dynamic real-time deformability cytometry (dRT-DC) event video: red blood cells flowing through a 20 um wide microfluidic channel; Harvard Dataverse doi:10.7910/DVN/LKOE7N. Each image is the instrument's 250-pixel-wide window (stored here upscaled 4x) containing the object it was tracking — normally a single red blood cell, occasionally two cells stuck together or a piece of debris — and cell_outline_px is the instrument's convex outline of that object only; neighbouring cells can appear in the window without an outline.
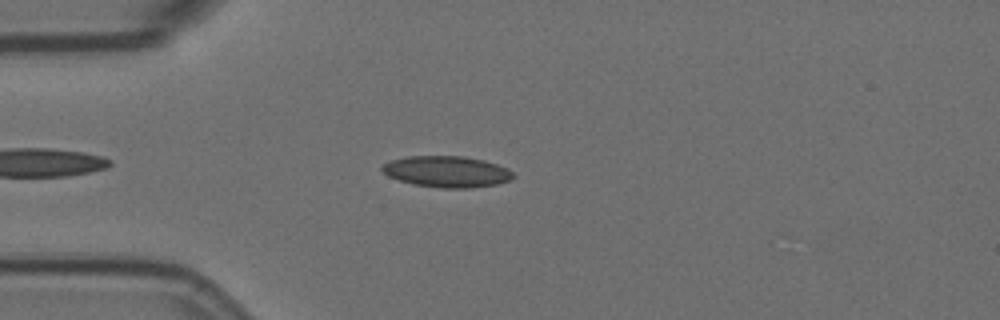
{"species": "Egyptian fruit bat (a non-hibernating species)", "species_latin": "Rousettus aegyptiacus", "temperature_condition": "room temperature", "stored_images_in_passage": 47, "camera_frame_rate_fps": 3000, "um_per_image_px": 0.085, "animal": {"sex": "female"}, "frame": {"image": 1, "passage_image": 6, "time_ms": 1.667, "image_size_px": [1000, 320], "cell_outline_px": [[516, 176], [512, 180], [496, 184], [468, 188], [440, 188], [412, 184], [388, 176], [380, 168], [384, 164], [392, 160], [408, 156], [464, 156], [484, 160], [508, 168]], "centroid_in_image_um": [38.01, 14.59], "position_along_channel_um": 47.0, "area_um2": 23.87}}
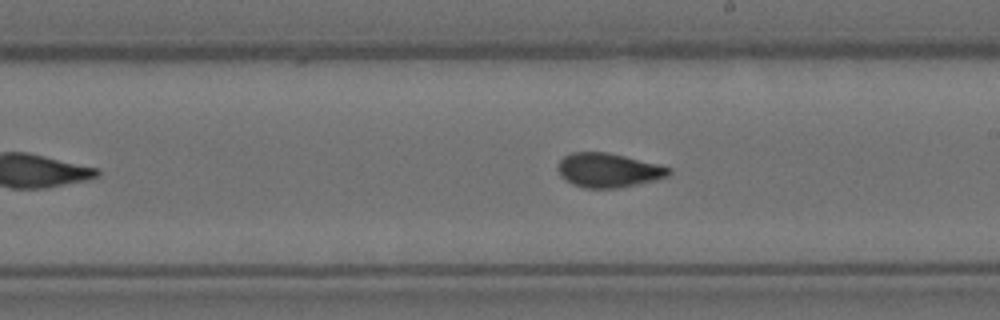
{"frame": {"image": 2, "passage_image": 23, "time_ms": 7.333, "image_size_px": [1000, 320], "cell_outline_px": [[672, 172], [668, 176], [656, 180], [616, 188], [584, 188], [572, 184], [560, 176], [556, 168], [560, 160], [564, 156], [572, 152], [608, 152], [660, 164], [672, 168]], "centroid_in_image_um": [51.71, 14.46], "position_along_channel_um": 237.3, "area_um2": 22.31}}
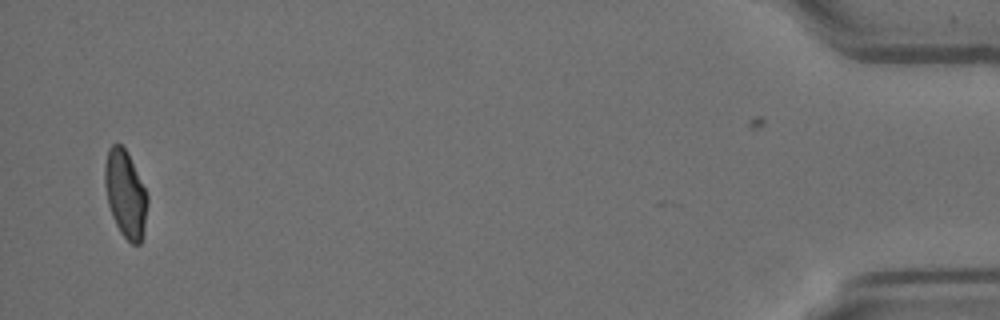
{"frame": {"image": 3, "passage_image": 46, "time_ms": 15.0, "image_size_px": [1000, 320], "cell_outline_px": [[148, 204], [144, 232], [140, 244], [132, 244], [120, 232], [112, 216], [108, 204], [104, 184], [104, 164], [108, 148], [112, 144], [120, 144], [128, 152], [148, 196]], "centroid_in_image_um": [10.65, 16.48], "position_along_channel_um": 424.5, "area_um2": 21.79}, "authors_computed_cell_mechanics": {"area_um2": 21.964, "velocity_mm_per_s": 3.5932, "shape_relaxation_time_tau1_ms": null, "shape_relaxation_time_tau2_ms": 1.3909, "deformation_change_tau1": null, "deformation_change_tau2": 0.0597}}